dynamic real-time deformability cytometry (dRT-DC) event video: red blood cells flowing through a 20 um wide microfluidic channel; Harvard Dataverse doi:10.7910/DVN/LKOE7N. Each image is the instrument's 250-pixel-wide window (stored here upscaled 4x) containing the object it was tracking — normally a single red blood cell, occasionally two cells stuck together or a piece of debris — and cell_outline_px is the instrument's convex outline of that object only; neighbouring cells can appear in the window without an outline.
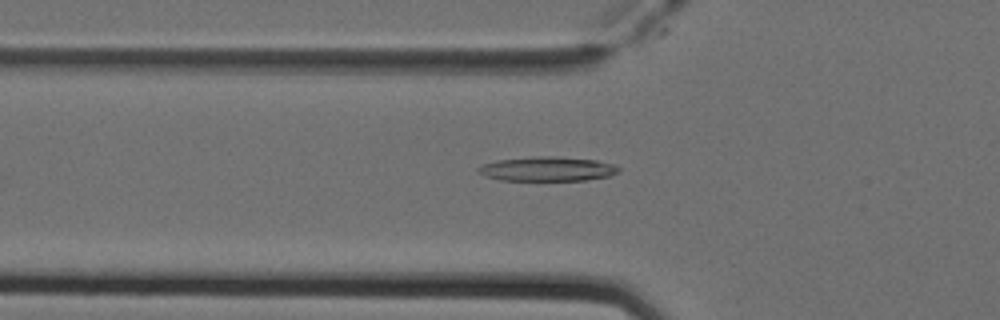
{"species": "Egyptian fruit bat (a non-hibernating species)", "species_latin": "Rousettus aegyptiacus", "temperature_condition": "cold", "stored_images_in_passage": 35, "camera_frame_rate_fps": 3000, "um_per_image_px": 0.085, "animal": {"sex": "female"}, "frame": {"image": 1, "passage_image": 6, "time_ms": 1.667, "image_size_px": [1000, 320], "cell_outline_px": [[620, 172], [608, 176], [588, 180], [500, 180], [484, 176], [476, 172], [476, 168], [484, 164], [500, 160], [536, 156], [556, 156], [596, 160], [612, 164], [620, 168]], "centroid_in_image_um": [46.52, 14.36], "position_along_channel_um": 79.3, "area_um2": 19.94}}
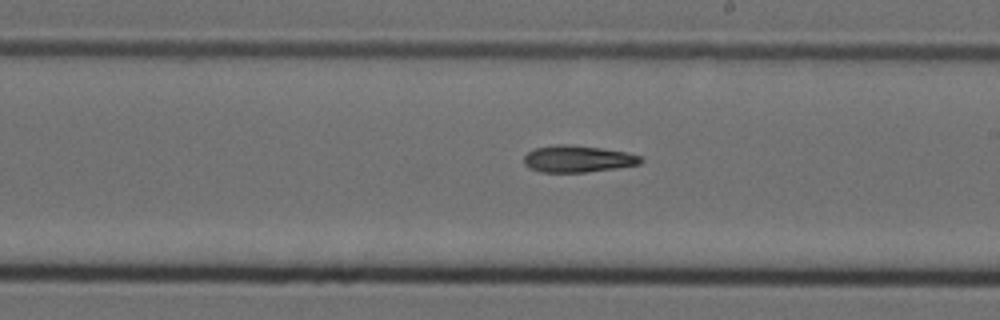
{"frame": {"image": 2, "passage_image": 18, "time_ms": 5.667, "image_size_px": [1000, 320], "cell_outline_px": [[644, 160], [640, 164], [616, 168], [584, 172], [540, 172], [528, 168], [524, 164], [524, 156], [528, 152], [536, 148], [556, 144], [568, 144], [600, 148], [628, 152], [644, 156]], "centroid_in_image_um": [49.13, 13.5], "position_along_channel_um": 239.9, "area_um2": 18.38}}
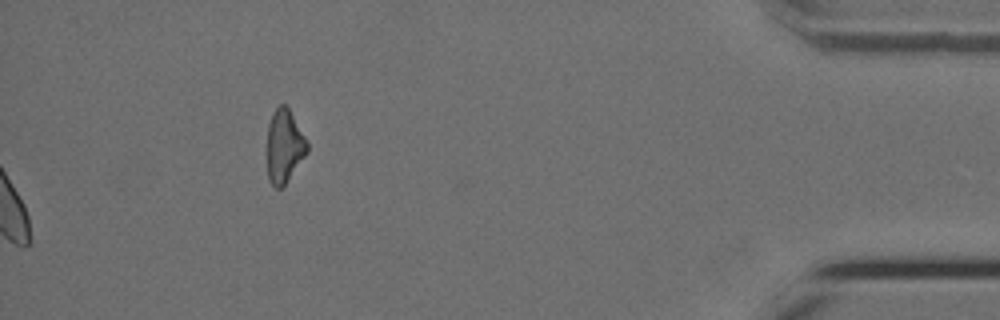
{"frame": {"image": 3, "passage_image": 35, "time_ms": 11.333, "image_size_px": [1000, 320], "cell_outline_px": [[308, 152], [284, 184], [280, 188], [276, 188], [268, 180], [268, 124], [272, 112], [280, 104], [284, 104], [288, 108], [304, 136], [308, 144]], "centroid_in_image_um": [24.16, 12.41], "position_along_channel_um": 411.0, "area_um2": 16.7}}